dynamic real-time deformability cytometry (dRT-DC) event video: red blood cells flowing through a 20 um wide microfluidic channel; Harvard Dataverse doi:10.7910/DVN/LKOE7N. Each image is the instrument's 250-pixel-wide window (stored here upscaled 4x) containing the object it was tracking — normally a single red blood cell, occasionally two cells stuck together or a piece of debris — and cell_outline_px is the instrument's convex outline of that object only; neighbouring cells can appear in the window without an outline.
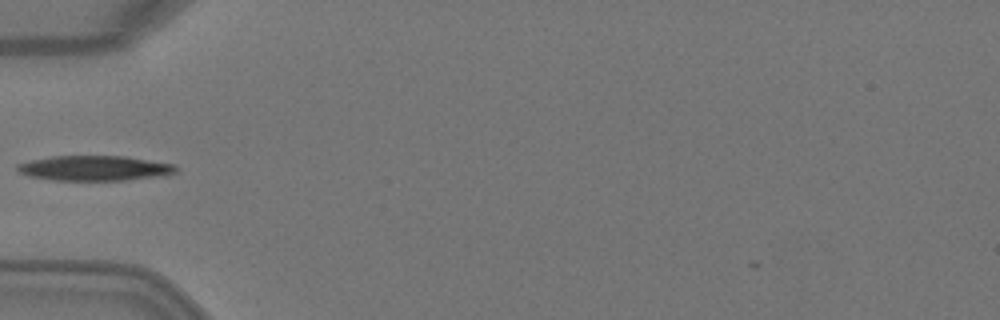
{"species": "Egyptian fruit bat (a non-hibernating species)", "species_latin": "Rousettus aegyptiacus", "temperature_condition": "warm", "stored_images_in_passage": 5, "camera_frame_rate_fps": 3000, "um_per_image_px": 0.085, "animal": {"sex": "female"}, "frame": {"image": 1, "passage_image": 4, "time_ms": 1.0, "image_size_px": [1000, 320], "cell_outline_px": [[180, 168], [176, 172], [156, 176], [128, 180], [52, 180], [28, 176], [20, 172], [16, 168], [16, 164], [28, 160], [52, 156], [124, 156], [176, 164]], "centroid_in_image_um": [8.02, 14.29], "position_along_channel_um": 77.0, "area_um2": 23.24}}